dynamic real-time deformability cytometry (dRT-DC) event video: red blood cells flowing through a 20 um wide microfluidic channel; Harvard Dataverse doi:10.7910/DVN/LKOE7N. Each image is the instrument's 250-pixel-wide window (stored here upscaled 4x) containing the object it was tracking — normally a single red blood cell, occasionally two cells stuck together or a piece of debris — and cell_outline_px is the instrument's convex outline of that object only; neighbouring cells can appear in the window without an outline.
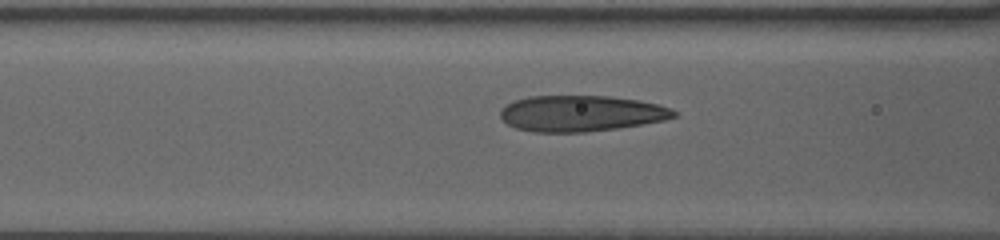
{"species": "human", "species_latin": "Homo sapiens", "temperature_condition": "warm", "stored_images_in_passage": 28, "camera_frame_rate_fps": 3000, "um_per_image_px": 0.085, "donor": {"sex": "female"}, "frame": {"image": 1, "passage_image": 14, "time_ms": 4.333, "image_size_px": [1000, 240], "cell_outline_px": [[676, 116], [664, 120], [620, 128], [584, 132], [532, 132], [516, 128], [508, 124], [500, 116], [500, 112], [512, 100], [528, 96], [608, 96], [636, 100], [660, 104], [672, 108], [676, 112]], "centroid_in_image_um": [49.4, 9.64], "position_along_channel_um": 117.2, "area_um2": 36.41}}
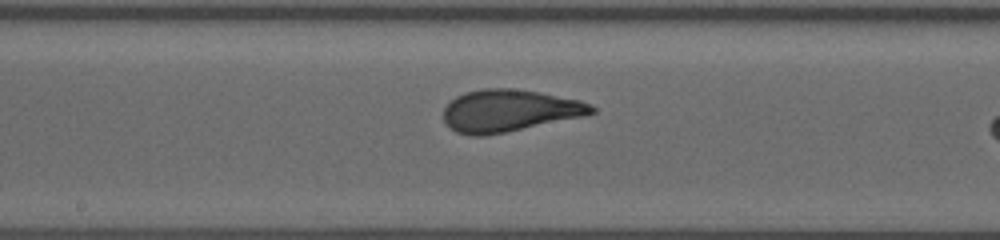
{"frame": {"image": 2, "passage_image": 22, "time_ms": 7.0, "image_size_px": [1000, 240], "cell_outline_px": [[596, 112], [584, 116], [484, 136], [472, 136], [456, 132], [444, 120], [444, 108], [456, 96], [464, 92], [484, 88], [512, 88], [536, 92], [580, 100], [596, 108]], "centroid_in_image_um": [43.27, 9.4], "position_along_channel_um": 204.9, "area_um2": 35.89}}
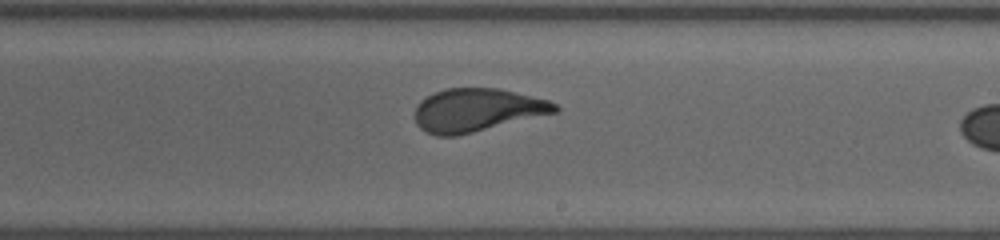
{"frame": {"image": 3, "passage_image": 26, "time_ms": 8.333, "image_size_px": [1000, 240], "cell_outline_px": [[560, 108], [556, 112], [456, 136], [436, 136], [420, 128], [416, 124], [416, 108], [420, 100], [444, 88], [496, 88], [548, 100], [556, 104]], "centroid_in_image_um": [40.52, 9.35], "position_along_channel_um": 248.5, "area_um2": 34.68}}